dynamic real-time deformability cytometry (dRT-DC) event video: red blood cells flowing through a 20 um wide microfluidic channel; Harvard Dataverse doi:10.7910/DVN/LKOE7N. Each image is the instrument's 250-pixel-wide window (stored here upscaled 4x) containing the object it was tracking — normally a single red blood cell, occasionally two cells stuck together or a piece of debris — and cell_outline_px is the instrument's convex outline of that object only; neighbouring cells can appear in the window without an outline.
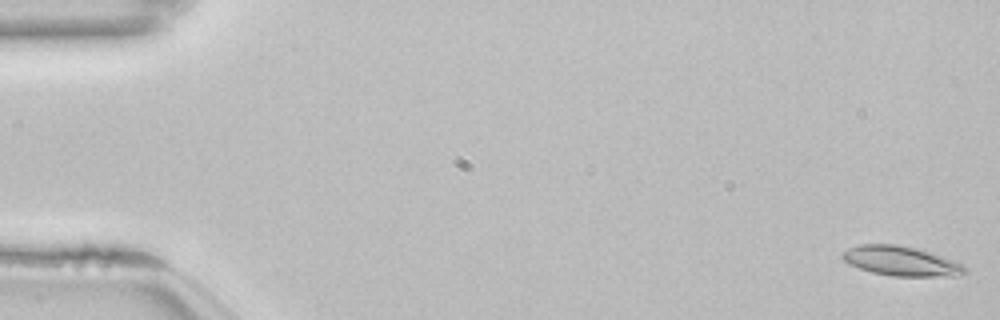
{"species": "common noctule bat (a hibernating species)", "species_latin": "Nyctalus noctula", "temperature_condition": "room temperature", "stored_images_in_passage": 54, "camera_frame_rate_fps": 3000, "um_per_image_px": 0.085, "animal": {"sex": "female", "body_mass_g": 22.7, "forearm_length_mm": 54.2}, "frame": {"image": 1, "passage_image": 1, "time_ms": 0.0, "image_size_px": [1000, 320], "cell_outline_px": [[968, 272], [952, 276], [892, 276], [872, 272], [848, 264], [840, 256], [840, 252], [848, 248], [860, 244], [900, 244], [932, 252], [964, 264], [968, 268]], "centroid_in_image_um": [76.59, 22.18], "position_along_channel_um": 8.4, "area_um2": 21.44}}
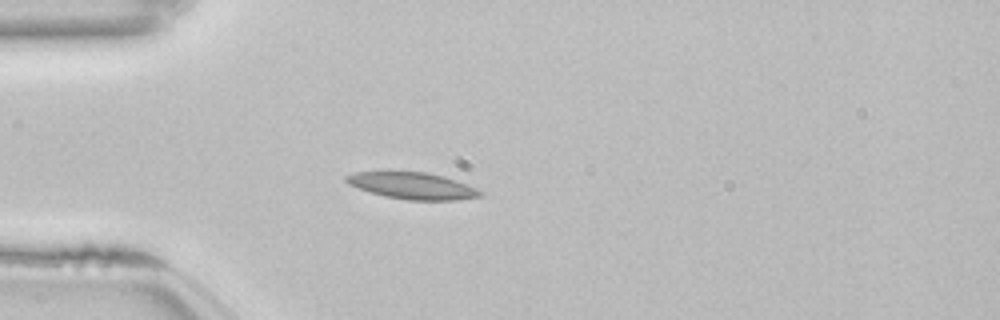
{"frame": {"image": 2, "passage_image": 15, "time_ms": 4.667, "image_size_px": [1000, 320], "cell_outline_px": [[484, 196], [456, 200], [408, 200], [384, 196], [348, 184], [344, 180], [344, 176], [356, 172], [424, 172], [444, 176], [456, 180], [476, 188], [484, 192]], "centroid_in_image_um": [35.1, 15.79], "position_along_channel_um": 49.9, "area_um2": 20.69}}
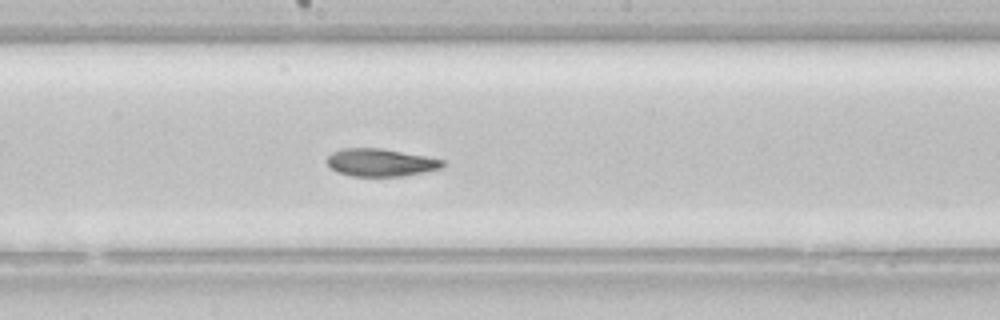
{"frame": {"image": 3, "passage_image": 29, "time_ms": 9.333, "image_size_px": [1000, 320], "cell_outline_px": [[444, 164], [440, 168], [424, 172], [404, 176], [352, 176], [336, 172], [328, 164], [328, 156], [332, 152], [340, 148], [380, 148], [424, 156], [444, 160]], "centroid_in_image_um": [32.32, 13.81], "position_along_channel_um": 215.9, "area_um2": 18.5}, "authors_computed_cell_mechanics": {"area_um2": 20.1722, "velocity_mm_per_s": 3.8204, "shape_relaxation_time_tau1_ms": 6.4045, "shape_relaxation_time_tau2_ms": 3.3001, "deformation_change_tau1": 0.1548, "deformation_change_tau2": 0.0886}}